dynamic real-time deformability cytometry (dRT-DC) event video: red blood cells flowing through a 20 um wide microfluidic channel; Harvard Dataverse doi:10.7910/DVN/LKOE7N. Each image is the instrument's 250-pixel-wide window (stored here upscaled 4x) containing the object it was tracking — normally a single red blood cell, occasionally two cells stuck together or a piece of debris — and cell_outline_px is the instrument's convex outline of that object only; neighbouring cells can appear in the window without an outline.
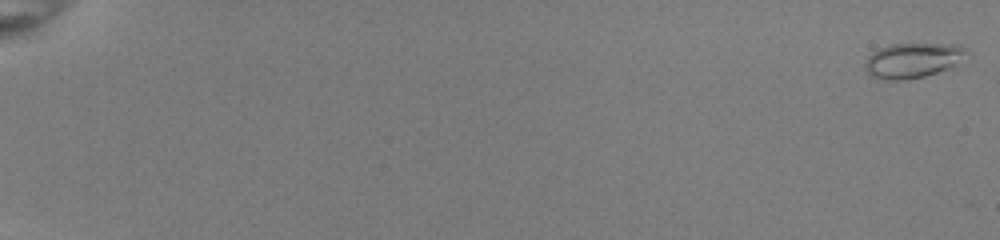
{"species": "common noctule bat (a hibernating species)", "species_latin": "Nyctalus noctula", "temperature_condition": "room temperature", "stored_images_in_passage": 7, "camera_frame_rate_fps": 3000, "um_per_image_px": 0.085, "animal": {"sex": "female", "body_mass_g": 22.0, "forearm_length_mm": 56.7}, "frame": {"image": 1, "passage_image": 1, "time_ms": 0.0, "image_size_px": [1000, 240], "cell_outline_px": [[968, 52], [952, 68], [924, 76], [908, 80], [884, 80], [872, 76], [864, 68], [864, 64], [868, 56], [872, 52], [880, 48], [892, 44], [960, 44]], "centroid_in_image_um": [77.57, 5.14], "position_along_channel_um": 7.4, "area_um2": 20.75}}